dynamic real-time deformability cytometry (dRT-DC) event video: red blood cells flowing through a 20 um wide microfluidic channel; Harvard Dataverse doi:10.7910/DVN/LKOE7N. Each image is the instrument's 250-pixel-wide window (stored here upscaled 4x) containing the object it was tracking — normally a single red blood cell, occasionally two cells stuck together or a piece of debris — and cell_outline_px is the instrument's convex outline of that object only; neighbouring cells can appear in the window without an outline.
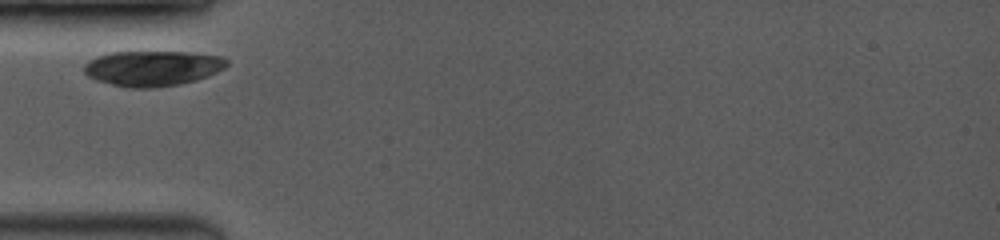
{"species": "common noctule bat (a hibernating species)", "species_latin": "Nyctalus noctula", "temperature_condition": "room temperature", "stored_images_in_passage": 42, "camera_frame_rate_fps": 3500, "um_per_image_px": 0.085, "animal": {"sex": "female", "body_mass_g": 19.0, "forearm_length_mm": 53.3}, "frame": {"image": 1, "passage_image": 1, "time_ms": 0.0, "image_size_px": [1000, 240], "cell_outline_px": [[228, 64], [224, 68], [208, 76], [196, 80], [180, 84], [152, 88], [132, 88], [112, 84], [96, 80], [88, 76], [84, 72], [84, 64], [88, 60], [96, 56], [112, 52], [188, 52], [220, 56], [228, 60]], "centroid_in_image_um": [12.95, 5.8], "position_along_channel_um": 72.0, "area_um2": 29.36}}
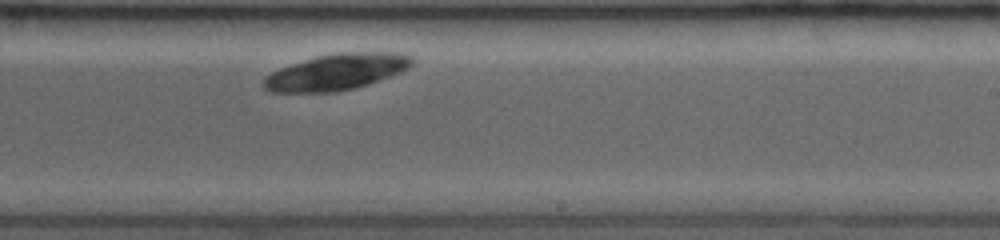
{"frame": {"image": 2, "passage_image": 22, "time_ms": 5.143, "image_size_px": [1000, 240], "cell_outline_px": [[412, 64], [408, 68], [400, 72], [368, 84], [336, 92], [272, 92], [264, 88], [260, 84], [272, 72], [280, 68], [316, 56], [336, 52], [404, 52], [412, 56]], "centroid_in_image_um": [28.62, 6.1], "position_along_channel_um": 260.4, "area_um2": 31.15}}
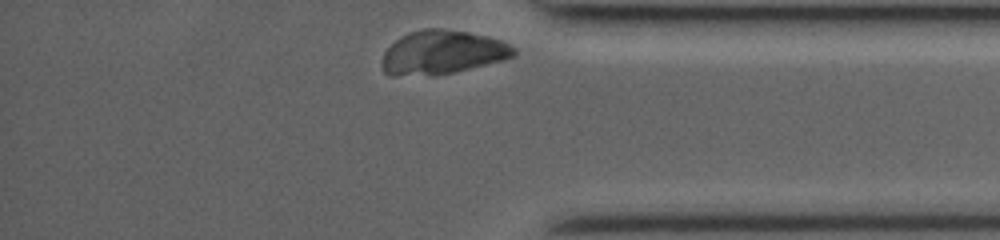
{"frame": {"image": 3, "passage_image": 42, "time_ms": 8.857, "image_size_px": [1000, 240], "cell_outline_px": [[516, 52], [512, 56], [500, 60], [452, 72], [432, 76], [388, 76], [384, 72], [380, 64], [380, 60], [384, 52], [400, 36], [408, 32], [424, 28], [444, 28], [468, 32], [488, 36], [500, 40], [516, 48]], "centroid_in_image_um": [37.51, 4.45], "position_along_channel_um": 397.7, "area_um2": 33.76}}